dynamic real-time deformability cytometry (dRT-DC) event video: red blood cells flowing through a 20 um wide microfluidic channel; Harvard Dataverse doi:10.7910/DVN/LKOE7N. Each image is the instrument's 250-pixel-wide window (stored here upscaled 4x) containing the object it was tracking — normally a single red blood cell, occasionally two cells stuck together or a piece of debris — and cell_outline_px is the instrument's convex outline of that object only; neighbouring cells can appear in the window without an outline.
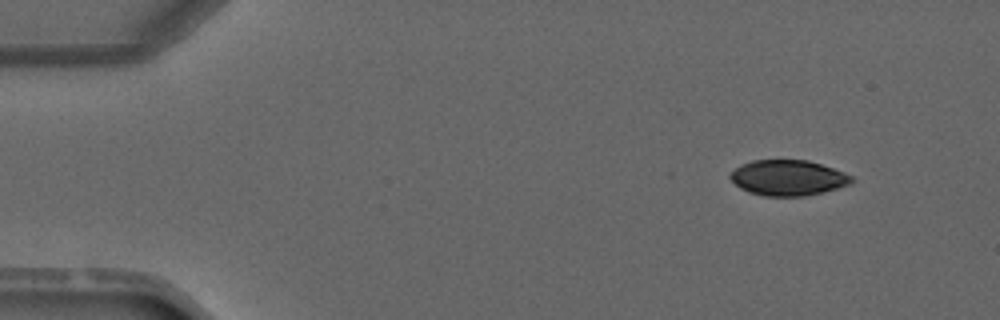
{"species": "common noctule bat (a hibernating species)", "species_latin": "Nyctalus noctula", "temperature_condition": "warm", "stored_images_in_passage": 3, "camera_frame_rate_fps": 3000, "um_per_image_px": 0.085, "animal": {"sex": "male", "forearm_length_mm": 52.5}, "frame": {"image": 1, "passage_image": 1, "time_ms": 0.0, "image_size_px": [1000, 320], "cell_outline_px": [[852, 184], [804, 196], [764, 196], [748, 192], [740, 188], [728, 176], [740, 164], [752, 160], [808, 160], [832, 168], [852, 176]], "centroid_in_image_um": [66.94, 15.11], "position_along_channel_um": 18.1, "area_um2": 24.91}}